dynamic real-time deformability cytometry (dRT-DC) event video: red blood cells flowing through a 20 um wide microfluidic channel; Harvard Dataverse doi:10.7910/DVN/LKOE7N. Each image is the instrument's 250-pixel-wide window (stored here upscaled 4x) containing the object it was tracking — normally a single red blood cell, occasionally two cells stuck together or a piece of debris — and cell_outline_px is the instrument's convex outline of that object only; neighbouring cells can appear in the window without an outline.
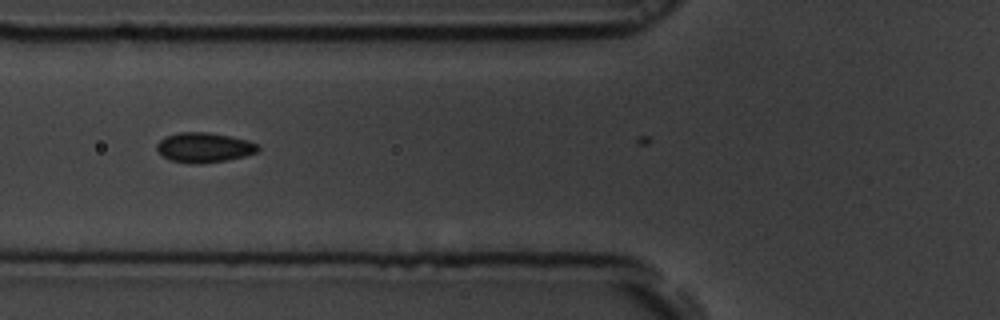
{"species": "common noctule bat (a hibernating species)", "species_latin": "Nyctalus noctula", "temperature_condition": "room temperature", "stored_images_in_passage": 5, "camera_frame_rate_fps": 3000, "um_per_image_px": 0.085, "animal": {"sex": "male", "body_mass_g": 19.5, "forearm_length_mm": 54.6}, "frame": {"image": 1, "passage_image": 2, "time_ms": 0.333, "image_size_px": [1000, 320], "cell_outline_px": [[260, 148], [256, 152], [244, 156], [224, 160], [200, 164], [196, 164], [172, 160], [164, 156], [156, 148], [156, 144], [164, 136], [180, 132], [208, 132], [248, 140], [260, 144]], "centroid_in_image_um": [17.36, 12.52], "position_along_channel_um": 108.4, "area_um2": 17.46}}